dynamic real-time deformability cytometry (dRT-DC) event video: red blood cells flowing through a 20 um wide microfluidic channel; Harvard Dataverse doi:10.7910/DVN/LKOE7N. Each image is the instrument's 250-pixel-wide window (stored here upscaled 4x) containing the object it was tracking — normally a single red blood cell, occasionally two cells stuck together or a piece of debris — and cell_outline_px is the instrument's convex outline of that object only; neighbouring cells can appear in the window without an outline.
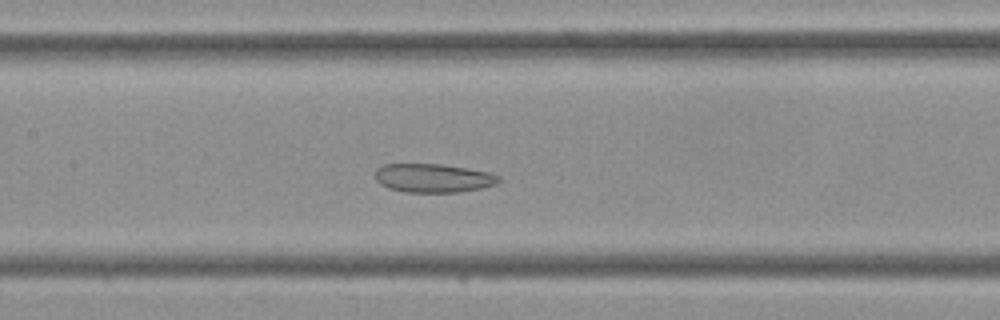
{"species": "Egyptian fruit bat (a non-hibernating species)", "species_latin": "Rousettus aegyptiacus", "temperature_condition": "cold", "stored_images_in_passage": 38, "camera_frame_rate_fps": 3000, "um_per_image_px": 0.085, "frame": {"image": 1, "passage_image": 14, "time_ms": 4.333, "image_size_px": [1000, 320], "cell_outline_px": [[500, 180], [496, 184], [480, 188], [456, 192], [404, 192], [388, 188], [380, 184], [376, 180], [376, 168], [384, 164], [440, 164], [468, 168], [488, 172], [500, 176]], "centroid_in_image_um": [36.8, 15.13], "position_along_channel_um": 170.6, "area_um2": 20.63}}
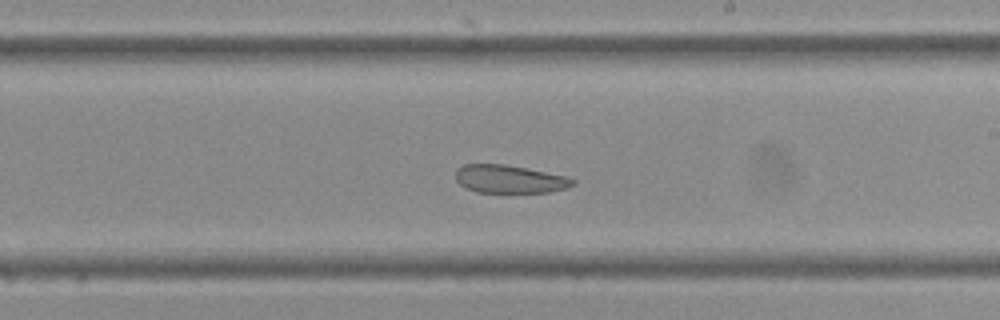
{"frame": {"image": 2, "passage_image": 19, "time_ms": 6.0, "image_size_px": [1000, 320], "cell_outline_px": [[576, 184], [568, 188], [548, 192], [476, 192], [464, 188], [456, 180], [456, 168], [464, 164], [504, 164], [568, 176], [576, 180]], "centroid_in_image_um": [43.32, 15.22], "position_along_channel_um": 245.7, "area_um2": 19.31}}
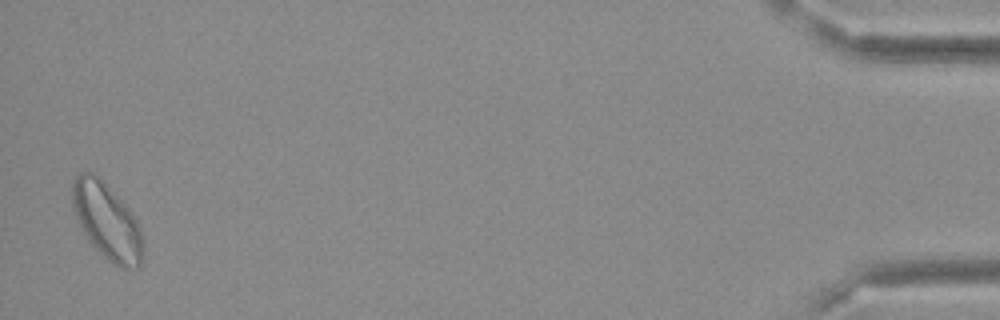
{"frame": {"image": 3, "passage_image": 37, "time_ms": 12.0, "image_size_px": [1000, 320], "cell_outline_px": [[144, 248], [140, 268], [120, 268], [108, 260], [88, 240], [72, 208], [72, 184], [76, 176], [80, 172], [92, 172], [100, 176], [132, 212], [140, 228]], "centroid_in_image_um": [9.1, 18.79], "position_along_channel_um": 426.1, "area_um2": 31.44}}